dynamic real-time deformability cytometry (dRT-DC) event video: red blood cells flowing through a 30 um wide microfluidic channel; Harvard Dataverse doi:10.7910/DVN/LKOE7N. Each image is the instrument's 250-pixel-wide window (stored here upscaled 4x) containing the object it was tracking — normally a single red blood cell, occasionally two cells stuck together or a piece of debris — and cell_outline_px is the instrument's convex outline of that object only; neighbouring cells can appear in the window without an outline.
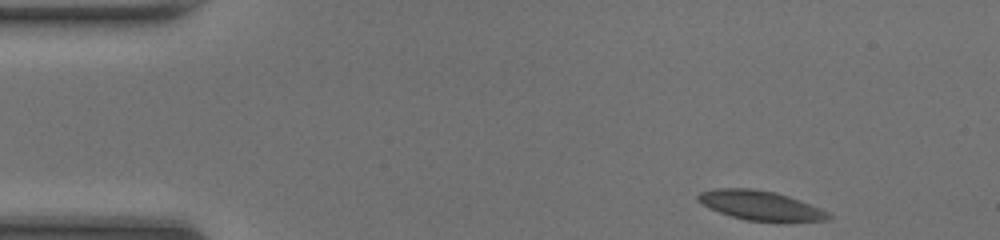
{"species": "common noctule bat (a hibernating species)", "species_latin": "Nyctalus noctula", "temperature_condition": "room temperature", "stored_images_in_passage": 43, "camera_frame_rate_fps": 3000, "um_per_image_px": 0.085, "animal": {"sex": "female", "body_mass_g": 20.0, "forearm_length_mm": 54.0}, "frame": {"image": 1, "passage_image": 1, "time_ms": 0.0, "image_size_px": [1000, 240], "cell_outline_px": [[832, 220], [748, 220], [732, 216], [708, 208], [696, 200], [696, 196], [700, 192], [716, 188], [752, 188], [776, 192], [800, 200], [820, 208], [828, 212], [832, 216]], "centroid_in_image_um": [64.59, 17.43], "position_along_channel_um": 20.4, "area_um2": 21.96}}
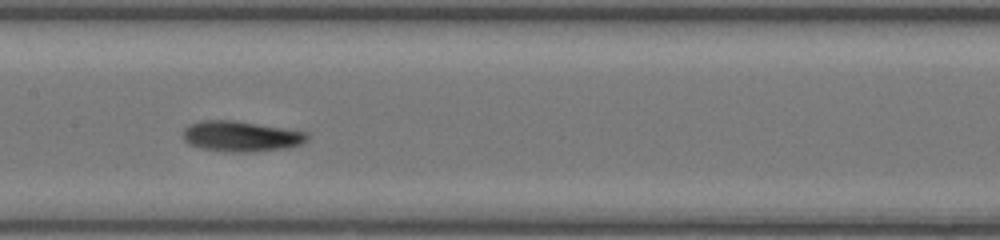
{"frame": {"image": 2, "passage_image": 19, "time_ms": 6.0, "image_size_px": [1000, 240], "cell_outline_px": [[308, 140], [300, 144], [288, 148], [252, 152], [232, 152], [200, 148], [188, 144], [184, 140], [184, 128], [188, 124], [200, 120], [236, 120], [308, 132]], "centroid_in_image_um": [20.48, 11.58], "position_along_channel_um": 186.9, "area_um2": 22.31}}
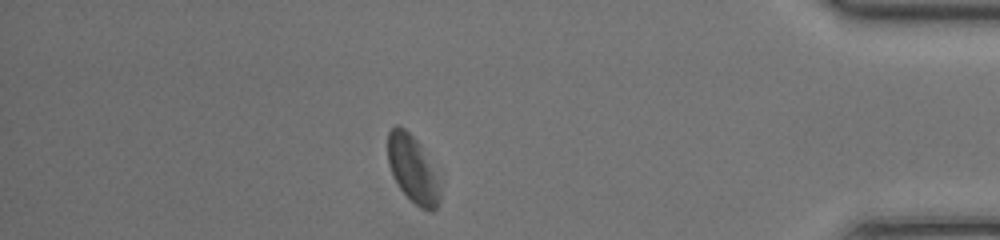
{"frame": {"image": 3, "passage_image": 37, "time_ms": 12.0, "image_size_px": [1000, 240], "cell_outline_px": [[444, 172], [440, 200], [436, 208], [432, 212], [420, 208], [400, 188], [388, 164], [388, 132], [396, 124], [404, 128], [416, 140]], "centroid_in_image_um": [35.23, 14.39], "position_along_channel_um": 400.0, "area_um2": 21.56}, "authors_computed_cell_mechanics": {"area_um2": 21.964, "velocity_mm_per_s": 4.2498, "shape_relaxation_time_tau1_ms": 3.2058, "shape_relaxation_time_tau2_ms": 3.9112, "deformation_change_tau1": 0.0971, "deformation_change_tau2": 0.0959}}